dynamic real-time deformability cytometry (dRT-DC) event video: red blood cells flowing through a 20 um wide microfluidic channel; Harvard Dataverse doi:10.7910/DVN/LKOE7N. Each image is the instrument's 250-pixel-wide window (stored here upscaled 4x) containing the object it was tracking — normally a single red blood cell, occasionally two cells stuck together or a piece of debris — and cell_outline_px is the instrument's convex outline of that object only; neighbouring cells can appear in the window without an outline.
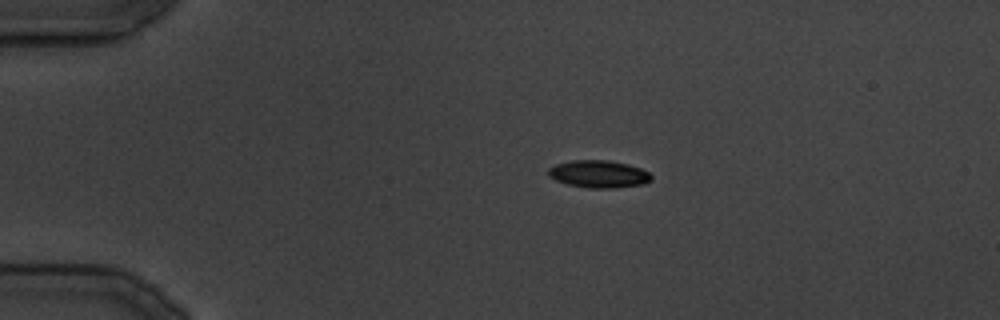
{"species": "common noctule bat (a hibernating species)", "species_latin": "Nyctalus noctula", "temperature_condition": "cold", "stored_images_in_passage": 15, "camera_frame_rate_fps": 3000, "um_per_image_px": 0.085, "animal": {"sex": "male", "body_mass_g": 19.5, "forearm_length_mm": 54.6}, "frame": {"image": 1, "passage_image": 1, "time_ms": 0.0, "image_size_px": [1000, 320], "cell_outline_px": [[652, 180], [644, 184], [616, 188], [588, 188], [568, 184], [556, 180], [548, 176], [548, 168], [556, 164], [572, 160], [608, 160], [628, 164], [640, 168], [648, 172], [652, 176]], "centroid_in_image_um": [50.9, 14.79], "position_along_channel_um": 34.1, "area_um2": 16.53}}
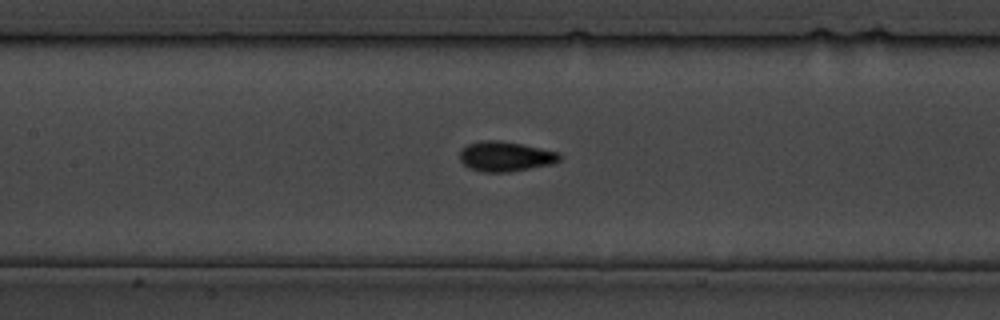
{"frame": {"image": 2, "passage_image": 10, "time_ms": 11.333, "image_size_px": [1000, 320], "cell_outline_px": [[560, 160], [556, 164], [508, 172], [480, 172], [468, 168], [460, 160], [460, 148], [468, 144], [484, 140], [496, 140], [520, 144], [560, 152]], "centroid_in_image_um": [42.96, 13.31], "position_along_channel_um": 164.4, "area_um2": 17.57}}
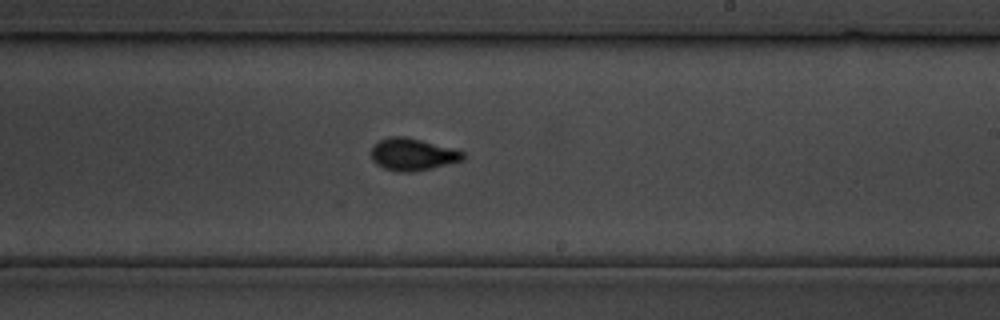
{"frame": {"image": 3, "passage_image": 15, "time_ms": 17.0, "image_size_px": [1000, 320], "cell_outline_px": [[464, 160], [432, 168], [412, 172], [396, 172], [384, 168], [376, 164], [372, 160], [372, 144], [388, 136], [404, 136], [452, 148], [464, 152]], "centroid_in_image_um": [35.04, 13.13], "position_along_channel_um": 254.0, "area_um2": 17.22}}